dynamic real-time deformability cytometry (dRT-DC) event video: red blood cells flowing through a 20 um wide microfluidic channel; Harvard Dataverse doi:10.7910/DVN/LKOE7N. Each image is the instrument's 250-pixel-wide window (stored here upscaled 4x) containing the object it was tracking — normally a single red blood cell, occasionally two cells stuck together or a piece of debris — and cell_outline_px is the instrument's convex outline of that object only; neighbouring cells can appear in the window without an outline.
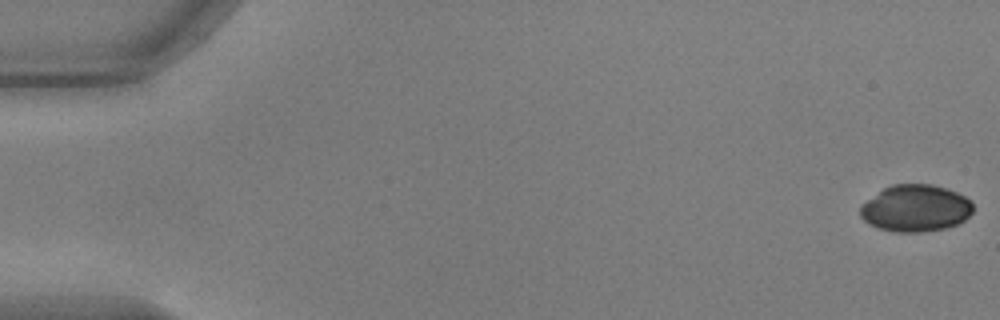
{"species": "common noctule bat (a hibernating species)", "species_latin": "Nyctalus noctula", "temperature_condition": "warm", "stored_images_in_passage": 12, "camera_frame_rate_fps": 3000, "um_per_image_px": 0.085, "animal": {"sex": "male", "body_mass_g": 17.9, "forearm_length_mm": 54.2}, "frame": {"image": 1, "passage_image": 1, "time_ms": 0.0, "image_size_px": [1000, 320], "cell_outline_px": [[972, 212], [964, 220], [956, 224], [944, 228], [920, 232], [896, 232], [880, 228], [868, 224], [860, 216], [860, 208], [868, 200], [884, 188], [892, 184], [932, 184], [956, 192], [972, 200]], "centroid_in_image_um": [77.83, 17.7], "position_along_channel_um": 7.2, "area_um2": 30.52}}